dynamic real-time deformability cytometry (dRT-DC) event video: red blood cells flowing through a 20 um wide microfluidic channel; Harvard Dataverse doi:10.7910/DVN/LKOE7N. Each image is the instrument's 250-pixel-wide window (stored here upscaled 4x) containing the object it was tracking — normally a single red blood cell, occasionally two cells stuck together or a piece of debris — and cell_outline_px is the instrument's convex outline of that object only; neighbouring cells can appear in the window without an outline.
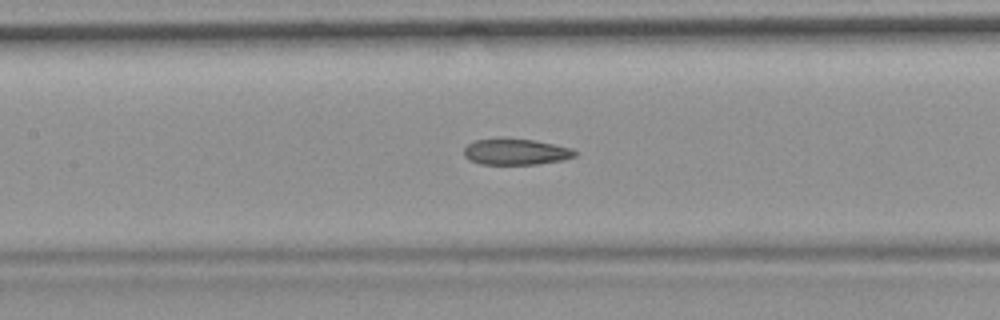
{"species": "common noctule bat (a hibernating species)", "species_latin": "Nyctalus noctula", "temperature_condition": "room temperature", "stored_images_in_passage": 54, "camera_frame_rate_fps": 3000, "um_per_image_px": 0.085, "animal": {"sex": "female", "body_mass_g": 19.9}, "frame": {"image": 1, "passage_image": 24, "time_ms": 7.667, "image_size_px": [1000, 320], "cell_outline_px": [[576, 156], [564, 160], [540, 164], [480, 164], [468, 160], [464, 156], [464, 148], [468, 144], [476, 140], [536, 140], [572, 148], [576, 152]], "centroid_in_image_um": [43.88, 12.93], "position_along_channel_um": 163.5, "area_um2": 16.59}, "authors_computed_cell_mechanics": {"area_um2": 18.207, "velocity_mm_per_s": 3.7117, "shape_relaxation_time_tau1_ms": null, "shape_relaxation_time_tau2_ms": 2.9051, "deformation_change_tau1": null, "deformation_change_tau2": 0.1025}}